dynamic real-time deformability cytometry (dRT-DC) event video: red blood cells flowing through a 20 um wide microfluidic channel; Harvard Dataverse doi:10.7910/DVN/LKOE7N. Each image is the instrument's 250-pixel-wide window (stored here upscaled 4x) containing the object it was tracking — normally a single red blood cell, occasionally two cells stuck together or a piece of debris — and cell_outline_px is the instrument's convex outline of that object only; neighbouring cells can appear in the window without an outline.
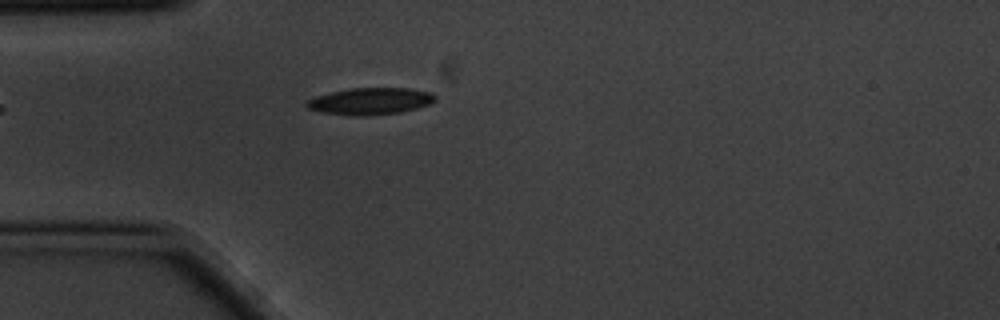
{"species": "common noctule bat (a hibernating species)", "species_latin": "Nyctalus noctula", "temperature_condition": "cold", "stored_images_in_passage": 1, "camera_frame_rate_fps": 3000, "um_per_image_px": 0.085, "animal": {"sex": "male", "body_mass_g": 20.1, "forearm_length_mm": 53.5}, "frame": {"image": 1, "passage_image": 1, "time_ms": 0.0, "image_size_px": [1000, 320], "cell_outline_px": [[436, 100], [428, 104], [416, 108], [400, 112], [364, 116], [356, 116], [320, 112], [308, 108], [304, 104], [304, 100], [328, 92], [348, 88], [408, 88], [432, 92], [436, 96]], "centroid_in_image_um": [31.42, 8.59], "position_along_channel_um": 53.6, "area_um2": 20.29}}